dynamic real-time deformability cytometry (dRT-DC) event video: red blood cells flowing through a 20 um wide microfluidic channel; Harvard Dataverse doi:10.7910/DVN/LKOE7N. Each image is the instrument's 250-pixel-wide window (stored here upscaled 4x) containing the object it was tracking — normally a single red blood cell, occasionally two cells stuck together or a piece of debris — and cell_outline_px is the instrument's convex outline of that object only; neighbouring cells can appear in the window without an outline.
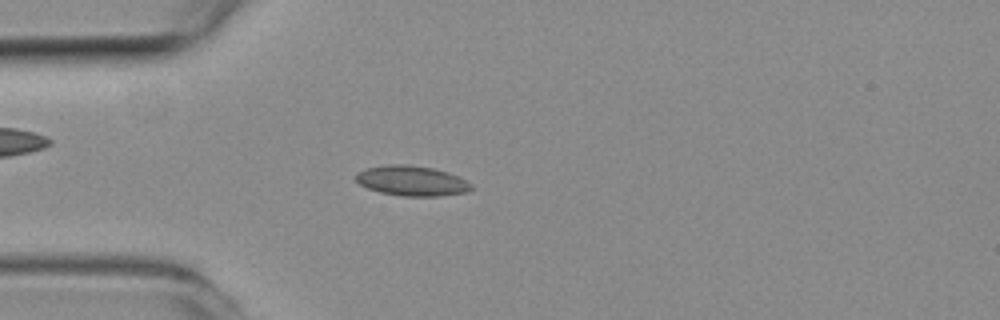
{"species": "common noctule bat (a hibernating species)", "species_latin": "Nyctalus noctula", "temperature_condition": "room temperature", "stored_images_in_passage": 44, "camera_frame_rate_fps": 3000, "um_per_image_px": 0.085, "animal": {"sex": "female", "body_mass_g": 19.3, "forearm_length_mm": 54.1}, "frame": {"image": 1, "passage_image": 8, "time_ms": 2.333, "image_size_px": [1000, 320], "cell_outline_px": [[476, 188], [468, 192], [436, 196], [404, 196], [380, 192], [368, 188], [360, 184], [356, 180], [356, 172], [368, 168], [388, 164], [408, 164], [432, 168], [448, 172], [472, 184]], "centroid_in_image_um": [35.02, 15.37], "position_along_channel_um": 50.0, "area_um2": 20.17}}
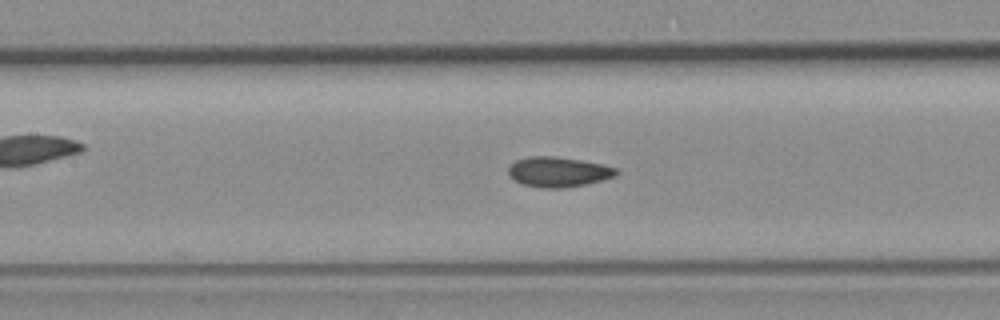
{"frame": {"image": 2, "passage_image": 17, "time_ms": 5.333, "image_size_px": [1000, 320], "cell_outline_px": [[620, 172], [616, 176], [604, 180], [588, 184], [564, 188], [540, 188], [520, 184], [512, 180], [508, 176], [508, 168], [516, 160], [532, 156], [552, 156], [580, 160], [604, 164], [616, 168]], "centroid_in_image_um": [47.46, 14.63], "position_along_channel_um": 159.9, "area_um2": 19.25}}
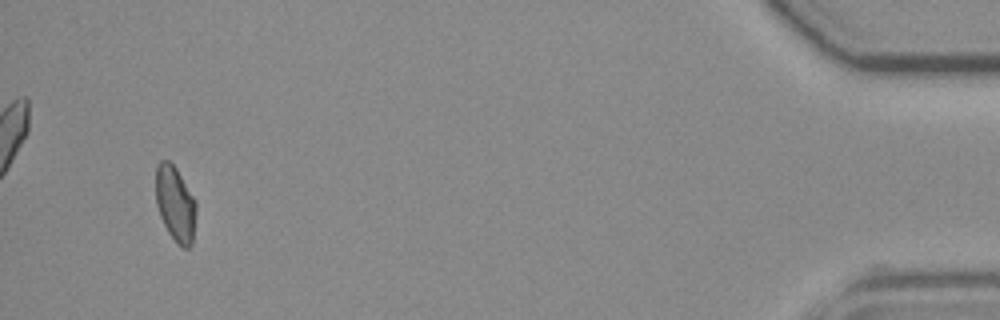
{"frame": {"image": 3, "passage_image": 43, "time_ms": 14.0, "image_size_px": [1000, 320], "cell_outline_px": [[196, 212], [192, 244], [188, 248], [184, 248], [168, 232], [160, 216], [156, 204], [156, 164], [160, 160], [168, 160], [176, 168], [196, 200]], "centroid_in_image_um": [14.9, 17.29], "position_along_channel_um": 420.3, "area_um2": 17.63}}